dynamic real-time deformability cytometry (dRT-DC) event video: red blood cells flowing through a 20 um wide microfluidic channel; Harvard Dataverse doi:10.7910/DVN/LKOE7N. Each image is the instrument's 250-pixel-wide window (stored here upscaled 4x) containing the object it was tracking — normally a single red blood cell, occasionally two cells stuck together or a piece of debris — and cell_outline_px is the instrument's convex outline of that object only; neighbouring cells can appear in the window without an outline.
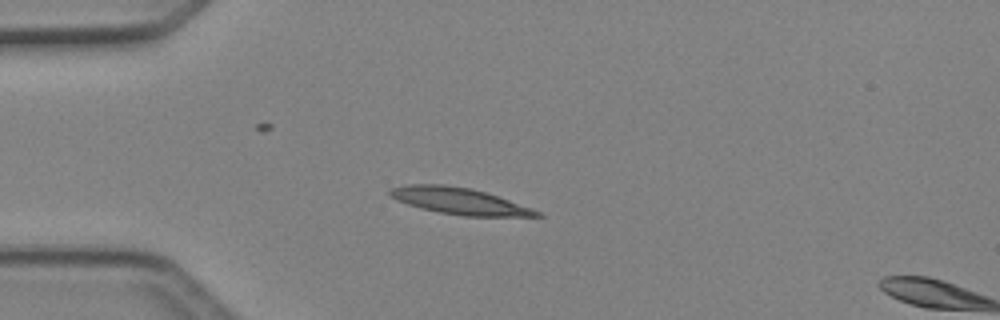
{"species": "Egyptian fruit bat (a non-hibernating species)", "species_latin": "Rousettus aegyptiacus", "temperature_condition": "cold", "stored_images_in_passage": 11, "camera_frame_rate_fps": 3000, "um_per_image_px": 0.085, "animal": {"sex": "female"}, "frame": {"image": 1, "passage_image": 10, "time_ms": 3.0, "image_size_px": [1000, 320], "cell_outline_px": [[544, 216], [464, 216], [440, 212], [420, 208], [396, 200], [388, 196], [388, 188], [408, 184], [444, 184], [472, 188], [532, 208], [540, 212]], "centroid_in_image_um": [38.96, 17.07], "position_along_channel_um": 46.0, "area_um2": 22.6}}